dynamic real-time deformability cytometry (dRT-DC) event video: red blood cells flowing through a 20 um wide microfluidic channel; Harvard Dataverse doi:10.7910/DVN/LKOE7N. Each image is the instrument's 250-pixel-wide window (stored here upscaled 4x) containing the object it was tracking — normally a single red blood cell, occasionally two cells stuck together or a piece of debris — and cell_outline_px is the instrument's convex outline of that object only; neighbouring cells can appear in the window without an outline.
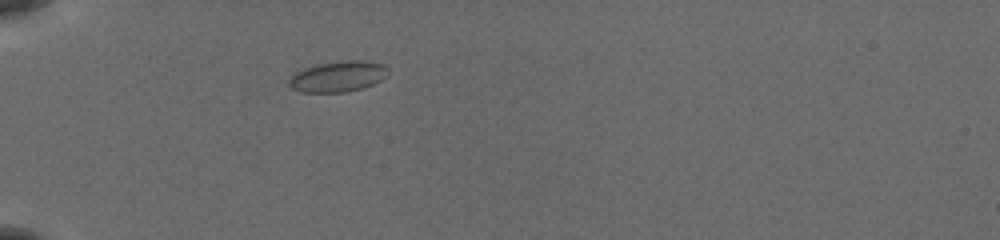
{"species": "common noctule bat (a hibernating species)", "species_latin": "Nyctalus noctula", "temperature_condition": "cold", "stored_images_in_passage": 13, "camera_frame_rate_fps": 3000, "um_per_image_px": 0.085, "animal": {"sex": "female", "body_mass_g": 19.5, "forearm_length_mm": 54.1}, "frame": {"image": 1, "passage_image": 1, "time_ms": 0.0, "image_size_px": [1000, 240], "cell_outline_px": [[388, 76], [364, 88], [344, 92], [300, 92], [292, 88], [288, 84], [288, 80], [296, 72], [304, 68], [320, 64], [344, 60], [364, 60], [384, 64], [388, 68]], "centroid_in_image_um": [28.75, 6.5], "position_along_channel_um": 56.2, "area_um2": 17.8}}
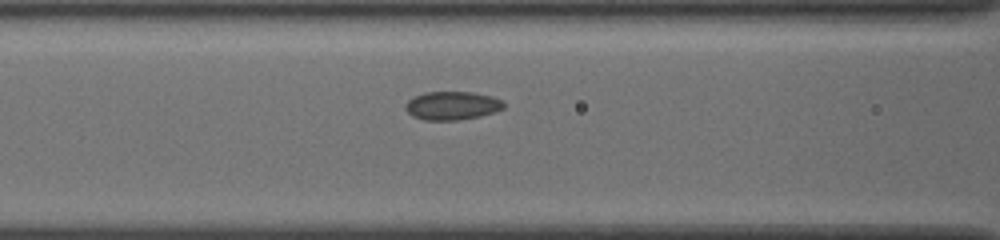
{"frame": {"image": 2, "passage_image": 8, "time_ms": 2.333, "image_size_px": [1000, 240], "cell_outline_px": [[504, 108], [480, 116], [456, 120], [424, 120], [412, 116], [404, 108], [404, 104], [408, 100], [424, 92], [472, 92], [492, 96], [504, 100]], "centroid_in_image_um": [38.42, 8.97], "position_along_channel_um": 128.2, "area_um2": 16.3}}
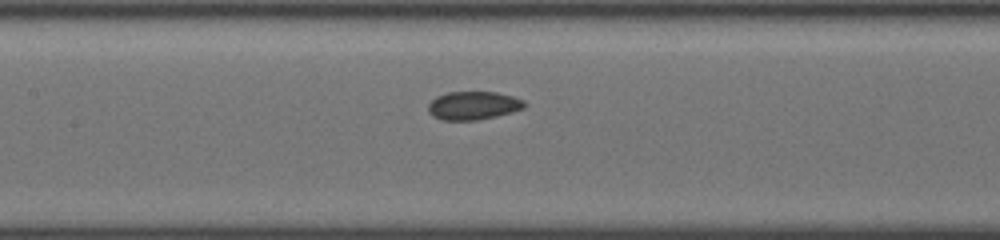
{"frame": {"image": 3, "passage_image": 11, "time_ms": 3.333, "image_size_px": [1000, 240], "cell_outline_px": [[528, 104], [524, 108], [512, 112], [496, 116], [476, 120], [444, 120], [432, 116], [428, 112], [428, 104], [436, 96], [448, 92], [496, 92], [512, 96], [524, 100]], "centroid_in_image_um": [40.23, 8.97], "position_along_channel_um": 167.2, "area_um2": 15.95}}